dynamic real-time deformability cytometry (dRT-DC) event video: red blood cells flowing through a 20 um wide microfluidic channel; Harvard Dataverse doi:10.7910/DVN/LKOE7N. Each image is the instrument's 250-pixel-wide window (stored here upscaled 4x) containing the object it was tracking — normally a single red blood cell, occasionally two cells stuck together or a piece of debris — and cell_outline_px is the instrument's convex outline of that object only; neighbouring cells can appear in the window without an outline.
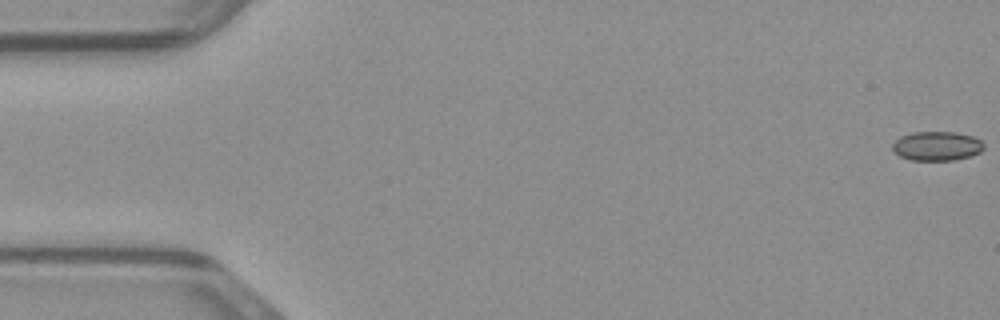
{"species": "common noctule bat (a hibernating species)", "species_latin": "Nyctalus noctula", "temperature_condition": "warm", "stored_images_in_passage": 10, "camera_frame_rate_fps": 3000, "um_per_image_px": 0.085, "animal": {"sex": "male", "body_mass_g": 23.1, "forearm_length_mm": 52.7}, "frame": {"image": 1, "passage_image": 1, "time_ms": 0.0, "image_size_px": [1000, 320], "cell_outline_px": [[984, 148], [980, 152], [972, 156], [956, 160], [912, 160], [900, 156], [892, 152], [892, 144], [900, 136], [912, 132], [956, 132], [972, 136], [980, 140], [984, 144]], "centroid_in_image_um": [79.63, 12.41], "position_along_channel_um": 5.4, "area_um2": 15.72}}